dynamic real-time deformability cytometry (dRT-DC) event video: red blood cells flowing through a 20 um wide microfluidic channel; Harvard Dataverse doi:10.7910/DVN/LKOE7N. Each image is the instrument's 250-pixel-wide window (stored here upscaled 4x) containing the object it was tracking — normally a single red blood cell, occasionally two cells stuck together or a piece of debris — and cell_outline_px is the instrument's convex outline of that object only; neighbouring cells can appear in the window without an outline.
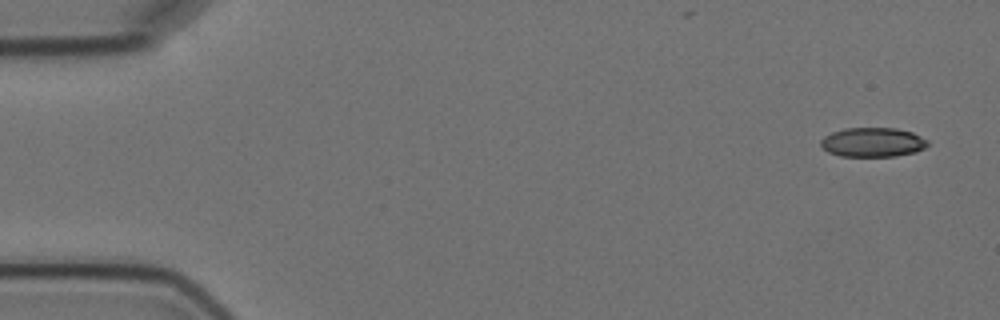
{"species": "Egyptian fruit bat (a non-hibernating species)", "species_latin": "Rousettus aegyptiacus", "temperature_condition": "cold", "stored_images_in_passage": 4, "camera_frame_rate_fps": 3000, "um_per_image_px": 0.085, "animal": {"sex": "female"}, "frame": {"image": 1, "passage_image": 1, "time_ms": 0.0, "image_size_px": [1000, 320], "cell_outline_px": [[928, 144], [924, 148], [916, 152], [896, 156], [840, 156], [828, 152], [820, 144], [820, 140], [824, 136], [832, 132], [844, 128], [896, 128], [912, 132], [928, 140]], "centroid_in_image_um": [74.18, 12.09], "position_along_channel_um": 10.8, "area_um2": 18.32}}